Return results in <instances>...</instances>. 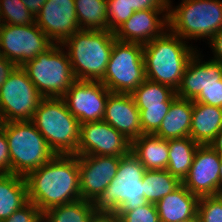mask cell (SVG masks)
Here are the masks:
<instances>
[{
    "mask_svg": "<svg viewBox=\"0 0 222 222\" xmlns=\"http://www.w3.org/2000/svg\"><path fill=\"white\" fill-rule=\"evenodd\" d=\"M28 199L42 213L81 199L77 155H58L26 177Z\"/></svg>",
    "mask_w": 222,
    "mask_h": 222,
    "instance_id": "1",
    "label": "cell"
},
{
    "mask_svg": "<svg viewBox=\"0 0 222 222\" xmlns=\"http://www.w3.org/2000/svg\"><path fill=\"white\" fill-rule=\"evenodd\" d=\"M170 33H165L143 45L146 79L177 90L182 76L192 56L197 53L188 47L186 41Z\"/></svg>",
    "mask_w": 222,
    "mask_h": 222,
    "instance_id": "2",
    "label": "cell"
},
{
    "mask_svg": "<svg viewBox=\"0 0 222 222\" xmlns=\"http://www.w3.org/2000/svg\"><path fill=\"white\" fill-rule=\"evenodd\" d=\"M116 40L109 30H79L65 40L68 58L76 80L100 81L106 72Z\"/></svg>",
    "mask_w": 222,
    "mask_h": 222,
    "instance_id": "3",
    "label": "cell"
},
{
    "mask_svg": "<svg viewBox=\"0 0 222 222\" xmlns=\"http://www.w3.org/2000/svg\"><path fill=\"white\" fill-rule=\"evenodd\" d=\"M31 122L58 155H77L80 123L62 97L42 98Z\"/></svg>",
    "mask_w": 222,
    "mask_h": 222,
    "instance_id": "4",
    "label": "cell"
},
{
    "mask_svg": "<svg viewBox=\"0 0 222 222\" xmlns=\"http://www.w3.org/2000/svg\"><path fill=\"white\" fill-rule=\"evenodd\" d=\"M145 171L131 152L120 157L115 177L94 202L96 213L115 214L117 211H131L146 204L142 184Z\"/></svg>",
    "mask_w": 222,
    "mask_h": 222,
    "instance_id": "5",
    "label": "cell"
},
{
    "mask_svg": "<svg viewBox=\"0 0 222 222\" xmlns=\"http://www.w3.org/2000/svg\"><path fill=\"white\" fill-rule=\"evenodd\" d=\"M11 159V173L26 177L56 154L31 121L1 122Z\"/></svg>",
    "mask_w": 222,
    "mask_h": 222,
    "instance_id": "6",
    "label": "cell"
},
{
    "mask_svg": "<svg viewBox=\"0 0 222 222\" xmlns=\"http://www.w3.org/2000/svg\"><path fill=\"white\" fill-rule=\"evenodd\" d=\"M169 0V30L182 39L209 37L222 30L221 0H182L171 9Z\"/></svg>",
    "mask_w": 222,
    "mask_h": 222,
    "instance_id": "7",
    "label": "cell"
},
{
    "mask_svg": "<svg viewBox=\"0 0 222 222\" xmlns=\"http://www.w3.org/2000/svg\"><path fill=\"white\" fill-rule=\"evenodd\" d=\"M54 43L21 67L43 98L63 97L76 81L67 53Z\"/></svg>",
    "mask_w": 222,
    "mask_h": 222,
    "instance_id": "8",
    "label": "cell"
},
{
    "mask_svg": "<svg viewBox=\"0 0 222 222\" xmlns=\"http://www.w3.org/2000/svg\"><path fill=\"white\" fill-rule=\"evenodd\" d=\"M145 80L143 44L115 40L100 81L112 93L131 94Z\"/></svg>",
    "mask_w": 222,
    "mask_h": 222,
    "instance_id": "9",
    "label": "cell"
},
{
    "mask_svg": "<svg viewBox=\"0 0 222 222\" xmlns=\"http://www.w3.org/2000/svg\"><path fill=\"white\" fill-rule=\"evenodd\" d=\"M42 98L27 72L17 66L0 88V121H31Z\"/></svg>",
    "mask_w": 222,
    "mask_h": 222,
    "instance_id": "10",
    "label": "cell"
},
{
    "mask_svg": "<svg viewBox=\"0 0 222 222\" xmlns=\"http://www.w3.org/2000/svg\"><path fill=\"white\" fill-rule=\"evenodd\" d=\"M53 44L35 23L0 24V54L18 67L36 58Z\"/></svg>",
    "mask_w": 222,
    "mask_h": 222,
    "instance_id": "11",
    "label": "cell"
},
{
    "mask_svg": "<svg viewBox=\"0 0 222 222\" xmlns=\"http://www.w3.org/2000/svg\"><path fill=\"white\" fill-rule=\"evenodd\" d=\"M131 152V141L104 120L80 124L77 156L123 157Z\"/></svg>",
    "mask_w": 222,
    "mask_h": 222,
    "instance_id": "12",
    "label": "cell"
},
{
    "mask_svg": "<svg viewBox=\"0 0 222 222\" xmlns=\"http://www.w3.org/2000/svg\"><path fill=\"white\" fill-rule=\"evenodd\" d=\"M110 93L101 81L76 80L62 98L69 112L84 124L103 120Z\"/></svg>",
    "mask_w": 222,
    "mask_h": 222,
    "instance_id": "13",
    "label": "cell"
},
{
    "mask_svg": "<svg viewBox=\"0 0 222 222\" xmlns=\"http://www.w3.org/2000/svg\"><path fill=\"white\" fill-rule=\"evenodd\" d=\"M221 161L222 156L210 145H199L182 184L198 197L220 195Z\"/></svg>",
    "mask_w": 222,
    "mask_h": 222,
    "instance_id": "14",
    "label": "cell"
},
{
    "mask_svg": "<svg viewBox=\"0 0 222 222\" xmlns=\"http://www.w3.org/2000/svg\"><path fill=\"white\" fill-rule=\"evenodd\" d=\"M118 156H78L81 199L95 202L115 177Z\"/></svg>",
    "mask_w": 222,
    "mask_h": 222,
    "instance_id": "15",
    "label": "cell"
},
{
    "mask_svg": "<svg viewBox=\"0 0 222 222\" xmlns=\"http://www.w3.org/2000/svg\"><path fill=\"white\" fill-rule=\"evenodd\" d=\"M35 24L57 44L79 31L74 0H47L35 16Z\"/></svg>",
    "mask_w": 222,
    "mask_h": 222,
    "instance_id": "16",
    "label": "cell"
},
{
    "mask_svg": "<svg viewBox=\"0 0 222 222\" xmlns=\"http://www.w3.org/2000/svg\"><path fill=\"white\" fill-rule=\"evenodd\" d=\"M166 10V11H165ZM169 9H146L135 11L132 16L115 32L116 40L123 42L146 44L162 36L164 28L169 27ZM162 12H167L163 18H158ZM162 30V31H161Z\"/></svg>",
    "mask_w": 222,
    "mask_h": 222,
    "instance_id": "17",
    "label": "cell"
},
{
    "mask_svg": "<svg viewBox=\"0 0 222 222\" xmlns=\"http://www.w3.org/2000/svg\"><path fill=\"white\" fill-rule=\"evenodd\" d=\"M103 120L131 142L142 135L140 111L131 94L110 93Z\"/></svg>",
    "mask_w": 222,
    "mask_h": 222,
    "instance_id": "18",
    "label": "cell"
},
{
    "mask_svg": "<svg viewBox=\"0 0 222 222\" xmlns=\"http://www.w3.org/2000/svg\"><path fill=\"white\" fill-rule=\"evenodd\" d=\"M198 57L195 53L187 64L176 90L179 98L194 100L203 89L222 79V63L212 59L203 63Z\"/></svg>",
    "mask_w": 222,
    "mask_h": 222,
    "instance_id": "19",
    "label": "cell"
},
{
    "mask_svg": "<svg viewBox=\"0 0 222 222\" xmlns=\"http://www.w3.org/2000/svg\"><path fill=\"white\" fill-rule=\"evenodd\" d=\"M198 201L199 197L181 184L155 204L160 222H179L195 217Z\"/></svg>",
    "mask_w": 222,
    "mask_h": 222,
    "instance_id": "20",
    "label": "cell"
},
{
    "mask_svg": "<svg viewBox=\"0 0 222 222\" xmlns=\"http://www.w3.org/2000/svg\"><path fill=\"white\" fill-rule=\"evenodd\" d=\"M222 130V108L193 101L190 138L199 145H209Z\"/></svg>",
    "mask_w": 222,
    "mask_h": 222,
    "instance_id": "21",
    "label": "cell"
},
{
    "mask_svg": "<svg viewBox=\"0 0 222 222\" xmlns=\"http://www.w3.org/2000/svg\"><path fill=\"white\" fill-rule=\"evenodd\" d=\"M193 100L177 97L154 134L165 140L190 137Z\"/></svg>",
    "mask_w": 222,
    "mask_h": 222,
    "instance_id": "22",
    "label": "cell"
},
{
    "mask_svg": "<svg viewBox=\"0 0 222 222\" xmlns=\"http://www.w3.org/2000/svg\"><path fill=\"white\" fill-rule=\"evenodd\" d=\"M131 153L146 170H162L168 166V140L152 134H142L131 142Z\"/></svg>",
    "mask_w": 222,
    "mask_h": 222,
    "instance_id": "23",
    "label": "cell"
},
{
    "mask_svg": "<svg viewBox=\"0 0 222 222\" xmlns=\"http://www.w3.org/2000/svg\"><path fill=\"white\" fill-rule=\"evenodd\" d=\"M29 202L25 177L0 174V221L10 217Z\"/></svg>",
    "mask_w": 222,
    "mask_h": 222,
    "instance_id": "24",
    "label": "cell"
},
{
    "mask_svg": "<svg viewBox=\"0 0 222 222\" xmlns=\"http://www.w3.org/2000/svg\"><path fill=\"white\" fill-rule=\"evenodd\" d=\"M169 9V0H107L108 30L115 32L135 11Z\"/></svg>",
    "mask_w": 222,
    "mask_h": 222,
    "instance_id": "25",
    "label": "cell"
},
{
    "mask_svg": "<svg viewBox=\"0 0 222 222\" xmlns=\"http://www.w3.org/2000/svg\"><path fill=\"white\" fill-rule=\"evenodd\" d=\"M199 144L190 137L169 139V159L166 170L181 181L189 174L190 167Z\"/></svg>",
    "mask_w": 222,
    "mask_h": 222,
    "instance_id": "26",
    "label": "cell"
},
{
    "mask_svg": "<svg viewBox=\"0 0 222 222\" xmlns=\"http://www.w3.org/2000/svg\"><path fill=\"white\" fill-rule=\"evenodd\" d=\"M143 195L147 202L156 204L164 196L177 189L182 181L166 169L146 170L143 178Z\"/></svg>",
    "mask_w": 222,
    "mask_h": 222,
    "instance_id": "27",
    "label": "cell"
},
{
    "mask_svg": "<svg viewBox=\"0 0 222 222\" xmlns=\"http://www.w3.org/2000/svg\"><path fill=\"white\" fill-rule=\"evenodd\" d=\"M131 95L138 109L146 106H171L178 97L171 87L146 79Z\"/></svg>",
    "mask_w": 222,
    "mask_h": 222,
    "instance_id": "28",
    "label": "cell"
},
{
    "mask_svg": "<svg viewBox=\"0 0 222 222\" xmlns=\"http://www.w3.org/2000/svg\"><path fill=\"white\" fill-rule=\"evenodd\" d=\"M80 30H108L107 0H74Z\"/></svg>",
    "mask_w": 222,
    "mask_h": 222,
    "instance_id": "29",
    "label": "cell"
},
{
    "mask_svg": "<svg viewBox=\"0 0 222 222\" xmlns=\"http://www.w3.org/2000/svg\"><path fill=\"white\" fill-rule=\"evenodd\" d=\"M95 214L94 202L80 199L50 208L43 213V222H90Z\"/></svg>",
    "mask_w": 222,
    "mask_h": 222,
    "instance_id": "30",
    "label": "cell"
},
{
    "mask_svg": "<svg viewBox=\"0 0 222 222\" xmlns=\"http://www.w3.org/2000/svg\"><path fill=\"white\" fill-rule=\"evenodd\" d=\"M0 22L9 25H32L35 16L21 0H0Z\"/></svg>",
    "mask_w": 222,
    "mask_h": 222,
    "instance_id": "31",
    "label": "cell"
},
{
    "mask_svg": "<svg viewBox=\"0 0 222 222\" xmlns=\"http://www.w3.org/2000/svg\"><path fill=\"white\" fill-rule=\"evenodd\" d=\"M197 215L200 222H222V194L199 197Z\"/></svg>",
    "mask_w": 222,
    "mask_h": 222,
    "instance_id": "32",
    "label": "cell"
},
{
    "mask_svg": "<svg viewBox=\"0 0 222 222\" xmlns=\"http://www.w3.org/2000/svg\"><path fill=\"white\" fill-rule=\"evenodd\" d=\"M169 108L170 106H146V109H139L142 134L154 135L160 128Z\"/></svg>",
    "mask_w": 222,
    "mask_h": 222,
    "instance_id": "33",
    "label": "cell"
},
{
    "mask_svg": "<svg viewBox=\"0 0 222 222\" xmlns=\"http://www.w3.org/2000/svg\"><path fill=\"white\" fill-rule=\"evenodd\" d=\"M120 222H160L155 204L147 202L131 211H117Z\"/></svg>",
    "mask_w": 222,
    "mask_h": 222,
    "instance_id": "34",
    "label": "cell"
},
{
    "mask_svg": "<svg viewBox=\"0 0 222 222\" xmlns=\"http://www.w3.org/2000/svg\"><path fill=\"white\" fill-rule=\"evenodd\" d=\"M0 222H43V213L35 204L29 201L10 217Z\"/></svg>",
    "mask_w": 222,
    "mask_h": 222,
    "instance_id": "35",
    "label": "cell"
},
{
    "mask_svg": "<svg viewBox=\"0 0 222 222\" xmlns=\"http://www.w3.org/2000/svg\"><path fill=\"white\" fill-rule=\"evenodd\" d=\"M193 101L222 108V79L203 89Z\"/></svg>",
    "mask_w": 222,
    "mask_h": 222,
    "instance_id": "36",
    "label": "cell"
},
{
    "mask_svg": "<svg viewBox=\"0 0 222 222\" xmlns=\"http://www.w3.org/2000/svg\"><path fill=\"white\" fill-rule=\"evenodd\" d=\"M11 173V159L5 132L0 128V174Z\"/></svg>",
    "mask_w": 222,
    "mask_h": 222,
    "instance_id": "37",
    "label": "cell"
},
{
    "mask_svg": "<svg viewBox=\"0 0 222 222\" xmlns=\"http://www.w3.org/2000/svg\"><path fill=\"white\" fill-rule=\"evenodd\" d=\"M17 66L0 54V88Z\"/></svg>",
    "mask_w": 222,
    "mask_h": 222,
    "instance_id": "38",
    "label": "cell"
},
{
    "mask_svg": "<svg viewBox=\"0 0 222 222\" xmlns=\"http://www.w3.org/2000/svg\"><path fill=\"white\" fill-rule=\"evenodd\" d=\"M210 41L215 55L212 60L222 63V30L216 33Z\"/></svg>",
    "mask_w": 222,
    "mask_h": 222,
    "instance_id": "39",
    "label": "cell"
},
{
    "mask_svg": "<svg viewBox=\"0 0 222 222\" xmlns=\"http://www.w3.org/2000/svg\"><path fill=\"white\" fill-rule=\"evenodd\" d=\"M31 14L38 15L47 0H21Z\"/></svg>",
    "mask_w": 222,
    "mask_h": 222,
    "instance_id": "40",
    "label": "cell"
},
{
    "mask_svg": "<svg viewBox=\"0 0 222 222\" xmlns=\"http://www.w3.org/2000/svg\"><path fill=\"white\" fill-rule=\"evenodd\" d=\"M90 222H120L115 214L96 213Z\"/></svg>",
    "mask_w": 222,
    "mask_h": 222,
    "instance_id": "41",
    "label": "cell"
},
{
    "mask_svg": "<svg viewBox=\"0 0 222 222\" xmlns=\"http://www.w3.org/2000/svg\"><path fill=\"white\" fill-rule=\"evenodd\" d=\"M209 145L222 156V130L215 136L214 140Z\"/></svg>",
    "mask_w": 222,
    "mask_h": 222,
    "instance_id": "42",
    "label": "cell"
},
{
    "mask_svg": "<svg viewBox=\"0 0 222 222\" xmlns=\"http://www.w3.org/2000/svg\"><path fill=\"white\" fill-rule=\"evenodd\" d=\"M179 222H200V220H199L198 215H196L195 217H191L189 219L182 220V221H179Z\"/></svg>",
    "mask_w": 222,
    "mask_h": 222,
    "instance_id": "43",
    "label": "cell"
},
{
    "mask_svg": "<svg viewBox=\"0 0 222 222\" xmlns=\"http://www.w3.org/2000/svg\"><path fill=\"white\" fill-rule=\"evenodd\" d=\"M220 194H222V161L220 164Z\"/></svg>",
    "mask_w": 222,
    "mask_h": 222,
    "instance_id": "44",
    "label": "cell"
}]
</instances>
